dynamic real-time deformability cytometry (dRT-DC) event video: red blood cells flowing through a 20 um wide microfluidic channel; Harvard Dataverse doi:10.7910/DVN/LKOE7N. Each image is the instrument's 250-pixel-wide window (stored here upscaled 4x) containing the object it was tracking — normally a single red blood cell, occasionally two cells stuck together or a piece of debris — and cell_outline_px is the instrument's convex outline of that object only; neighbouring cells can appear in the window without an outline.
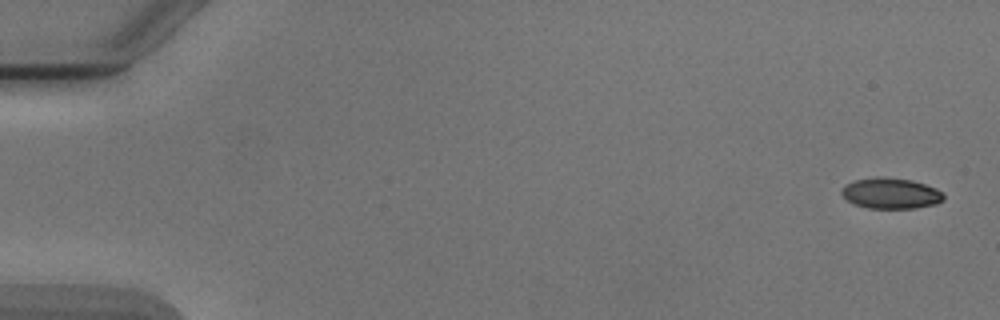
{"species": "Egyptian fruit bat (a non-hibernating species)", "species_latin": "Rousettus aegyptiacus", "temperature_condition": "cold", "stored_images_in_passage": 5, "camera_frame_rate_fps": 3000, "um_per_image_px": 0.085, "animal": {"sex": "male"}, "frame": {"image": 1, "passage_image": 1, "time_ms": 0.0, "image_size_px": [1000, 320], "cell_outline_px": [[944, 200], [936, 204], [916, 208], [868, 208], [856, 204], [848, 200], [840, 192], [844, 184], [856, 180], [876, 176], [880, 176], [912, 180], [936, 188], [944, 192]], "centroid_in_image_um": [75.74, 16.42], "position_along_channel_um": 9.3, "area_um2": 18.38}}
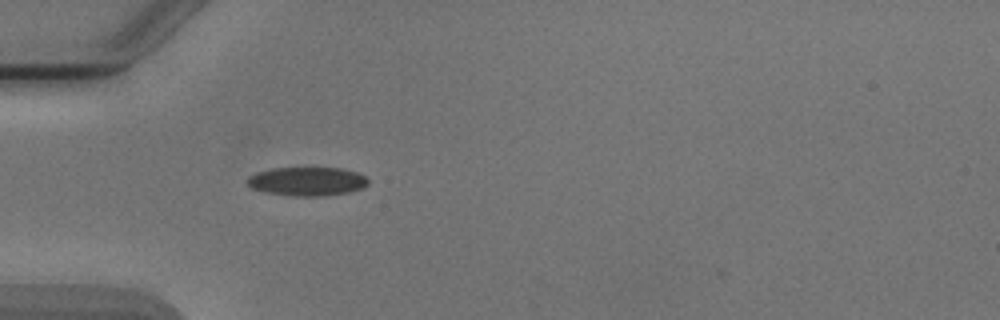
{"frame": {"image": 2, "passage_image": 5, "time_ms": 5.0, "image_size_px": [1000, 320], "cell_outline_px": [[368, 184], [364, 188], [348, 192], [324, 196], [292, 196], [264, 192], [252, 188], [248, 184], [248, 176], [256, 172], [272, 168], [340, 168], [356, 172], [364, 176], [368, 180]], "centroid_in_image_um": [26.1, 15.42], "position_along_channel_um": 58.9, "area_um2": 20.29}}